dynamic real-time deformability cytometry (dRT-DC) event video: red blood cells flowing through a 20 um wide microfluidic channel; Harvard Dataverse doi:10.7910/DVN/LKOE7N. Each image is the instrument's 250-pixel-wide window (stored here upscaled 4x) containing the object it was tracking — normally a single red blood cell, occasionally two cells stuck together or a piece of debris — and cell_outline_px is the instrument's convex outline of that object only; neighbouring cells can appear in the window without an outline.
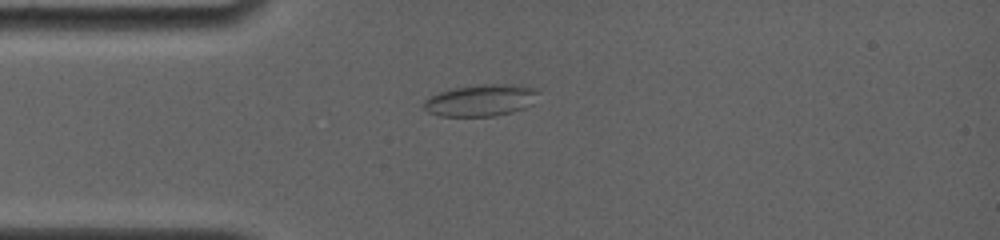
{"species": "common noctule bat (a hibernating species)", "species_latin": "Nyctalus noctula", "temperature_condition": "room temperature", "stored_images_in_passage": 60, "camera_frame_rate_fps": 4000, "um_per_image_px": 0.085, "animal": {"sex": "female", "body_mass_g": 19.0, "forearm_length_mm": 56.7}, "frame": {"image": 1, "passage_image": 1, "time_ms": 0.0, "image_size_px": [1000, 240], "cell_outline_px": [[540, 88], [532, 104], [524, 108], [512, 112], [496, 116], [440, 116], [428, 112], [424, 108], [424, 100], [428, 96], [452, 88], [488, 84], [524, 84]], "centroid_in_image_um": [40.91, 8.51], "position_along_channel_um": 44.1, "area_um2": 21.44}}
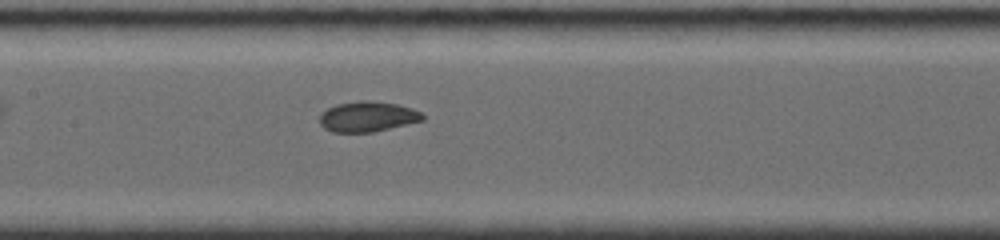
{"frame": {"image": 2, "passage_image": 20, "time_ms": 3.75, "image_size_px": [1000, 240], "cell_outline_px": [[424, 120], [372, 132], [332, 132], [324, 128], [320, 124], [320, 112], [336, 104], [360, 100], [368, 100], [396, 104], [412, 108], [420, 112], [424, 116]], "centroid_in_image_um": [31.21, 9.91], "position_along_channel_um": 176.2, "area_um2": 18.15}}
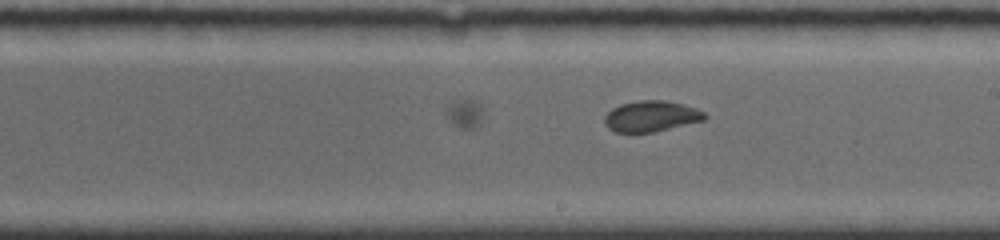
{"frame": {"image": 3, "passage_image": 28, "time_ms": 5.25, "image_size_px": [1000, 240], "cell_outline_px": [[708, 116], [704, 120], [652, 132], [616, 132], [608, 128], [604, 124], [604, 116], [612, 108], [620, 104], [636, 100], [664, 100], [684, 104], [696, 108], [704, 112]], "centroid_in_image_um": [55.33, 9.86], "position_along_channel_um": 233.7, "area_um2": 18.03}}